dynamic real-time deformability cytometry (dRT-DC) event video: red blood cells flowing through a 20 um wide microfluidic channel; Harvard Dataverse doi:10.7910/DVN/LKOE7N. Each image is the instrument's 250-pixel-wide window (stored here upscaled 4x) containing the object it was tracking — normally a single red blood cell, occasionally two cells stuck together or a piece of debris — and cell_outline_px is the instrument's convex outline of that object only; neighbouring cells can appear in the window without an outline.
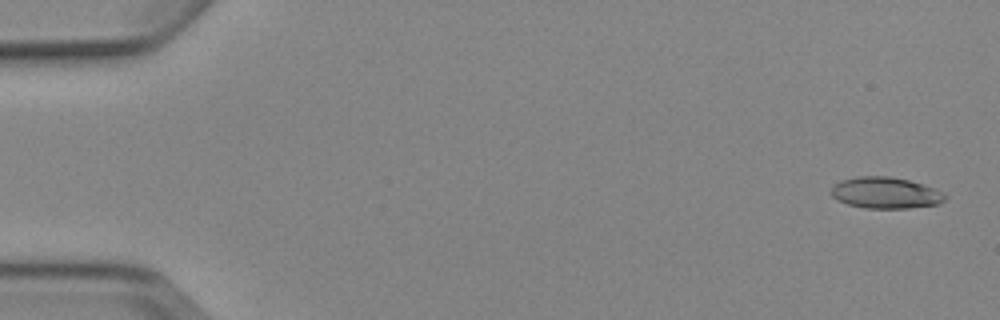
{"species": "Egyptian fruit bat (a non-hibernating species)", "species_latin": "Rousettus aegyptiacus", "temperature_condition": "cold", "stored_images_in_passage": 5, "camera_frame_rate_fps": 3000, "um_per_image_px": 0.085, "animal": {"sex": "female"}, "frame": {"image": 1, "passage_image": 1, "time_ms": 0.0, "image_size_px": [1000, 320], "cell_outline_px": [[948, 196], [944, 200], [936, 204], [908, 208], [864, 208], [848, 204], [836, 200], [828, 192], [840, 180], [856, 176], [888, 176], [908, 180], [924, 184], [944, 192]], "centroid_in_image_um": [75.25, 16.38], "position_along_channel_um": 9.8, "area_um2": 20.92}}
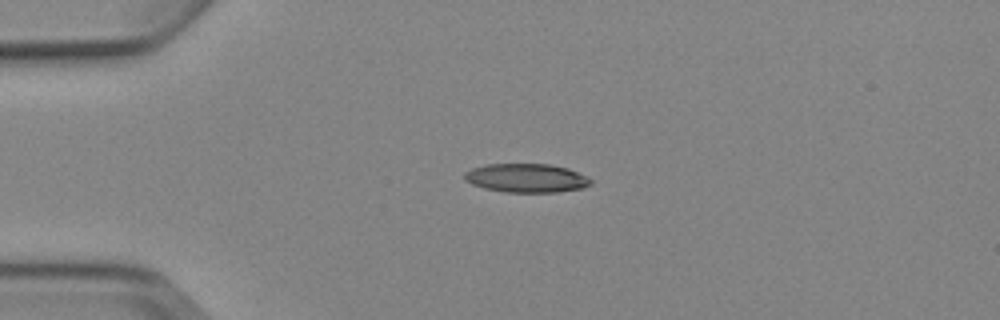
{"frame": {"image": 2, "passage_image": 4, "time_ms": 3.667, "image_size_px": [1000, 320], "cell_outline_px": [[592, 184], [584, 188], [556, 192], [504, 192], [484, 188], [472, 184], [464, 180], [464, 172], [472, 168], [484, 164], [552, 164], [568, 168], [592, 180]], "centroid_in_image_um": [44.72, 15.13], "position_along_channel_um": 40.3, "area_um2": 21.27}}